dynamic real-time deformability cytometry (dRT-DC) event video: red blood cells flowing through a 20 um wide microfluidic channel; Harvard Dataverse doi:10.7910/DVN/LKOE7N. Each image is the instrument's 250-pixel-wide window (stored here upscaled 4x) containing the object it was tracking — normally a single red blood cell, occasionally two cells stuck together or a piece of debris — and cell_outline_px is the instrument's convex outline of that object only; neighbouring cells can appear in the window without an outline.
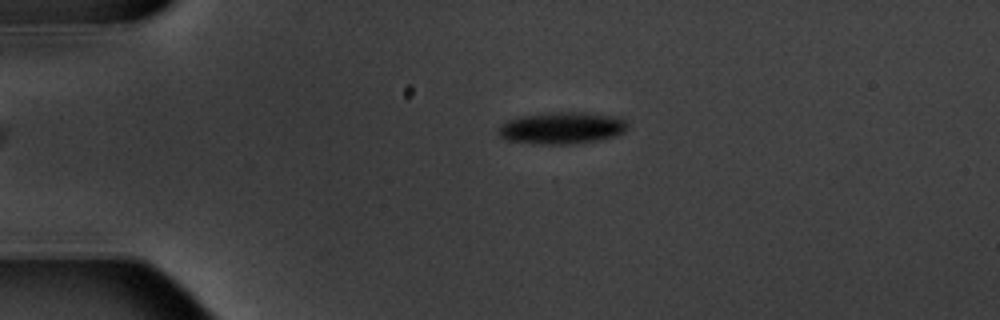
{"species": "common noctule bat (a hibernating species)", "species_latin": "Nyctalus noctula", "temperature_condition": "warm", "stored_images_in_passage": 5, "camera_frame_rate_fps": 3000, "um_per_image_px": 0.085, "animal": {"sex": "male", "body_mass_g": 20.1, "forearm_length_mm": 53.5}, "frame": {"image": 1, "passage_image": 4, "time_ms": 3.667, "image_size_px": [1000, 320], "cell_outline_px": [[628, 128], [624, 132], [616, 136], [596, 140], [572, 144], [532, 144], [504, 140], [496, 132], [500, 124], [508, 120], [524, 116], [556, 112], [584, 112], [620, 116], [628, 124]], "centroid_in_image_um": [47.76, 10.88], "position_along_channel_um": 37.2, "area_um2": 24.28}}